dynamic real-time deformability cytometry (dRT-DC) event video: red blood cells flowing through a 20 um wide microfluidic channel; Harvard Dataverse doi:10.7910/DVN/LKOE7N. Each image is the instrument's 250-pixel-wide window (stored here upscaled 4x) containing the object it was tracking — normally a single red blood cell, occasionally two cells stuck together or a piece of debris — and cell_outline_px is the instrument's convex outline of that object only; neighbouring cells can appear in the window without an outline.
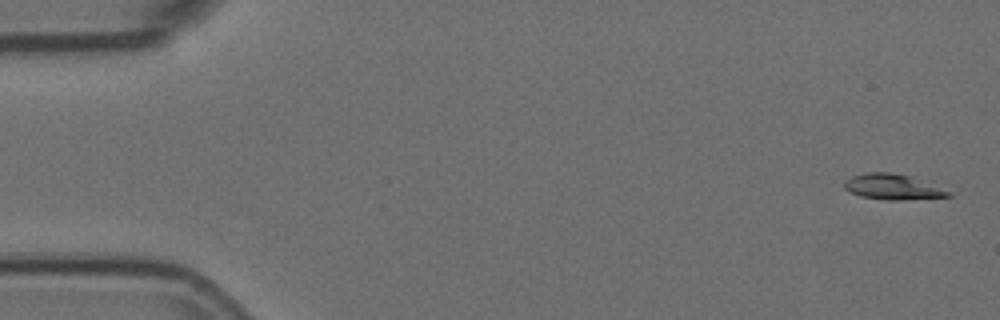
{"species": "Egyptian fruit bat (a non-hibernating species)", "species_latin": "Rousettus aegyptiacus", "temperature_condition": "room temperature", "stored_images_in_passage": 4, "camera_frame_rate_fps": 3000, "um_per_image_px": 0.085, "animal": {"sex": "female"}, "frame": {"image": 1, "passage_image": 1, "time_ms": 0.0, "image_size_px": [1000, 320], "cell_outline_px": [[952, 196], [900, 200], [884, 200], [860, 196], [848, 192], [844, 188], [844, 180], [852, 176], [868, 172], [892, 172], [912, 176], [952, 192]], "centroid_in_image_um": [75.85, 15.88], "position_along_channel_um": 9.1, "area_um2": 15.61}}